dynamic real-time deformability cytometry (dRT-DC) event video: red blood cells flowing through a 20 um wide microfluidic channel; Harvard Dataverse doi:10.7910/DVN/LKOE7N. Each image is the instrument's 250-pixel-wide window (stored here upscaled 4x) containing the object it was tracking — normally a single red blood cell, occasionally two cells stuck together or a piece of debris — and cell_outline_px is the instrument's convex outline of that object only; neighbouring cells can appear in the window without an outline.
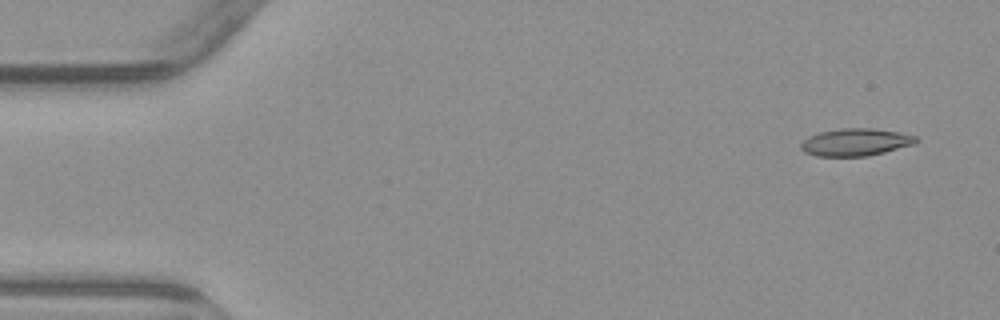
{"species": "common noctule bat (a hibernating species)", "species_latin": "Nyctalus noctula", "temperature_condition": "warm", "stored_images_in_passage": 6, "camera_frame_rate_fps": 3000, "um_per_image_px": 0.085, "animal": {"sex": "male", "body_mass_g": 23.1, "forearm_length_mm": 52.7}, "frame": {"image": 1, "passage_image": 1, "time_ms": 0.0, "image_size_px": [1000, 320], "cell_outline_px": [[920, 140], [916, 144], [868, 156], [816, 156], [804, 152], [800, 148], [800, 144], [808, 136], [820, 132], [840, 128], [876, 128], [900, 132], [916, 136]], "centroid_in_image_um": [72.75, 12.08], "position_along_channel_um": 12.2, "area_um2": 18.61}}
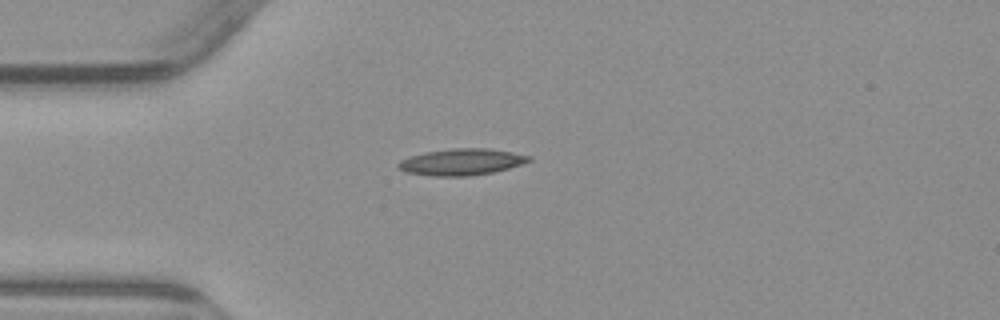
{"frame": {"image": 2, "passage_image": 4, "time_ms": 3.667, "image_size_px": [1000, 320], "cell_outline_px": [[532, 160], [508, 168], [492, 172], [468, 176], [432, 176], [404, 172], [396, 168], [396, 164], [400, 160], [424, 152], [452, 148], [488, 148], [512, 152], [532, 156]], "centroid_in_image_um": [39.19, 13.76], "position_along_channel_um": 45.8, "area_um2": 20.23}}
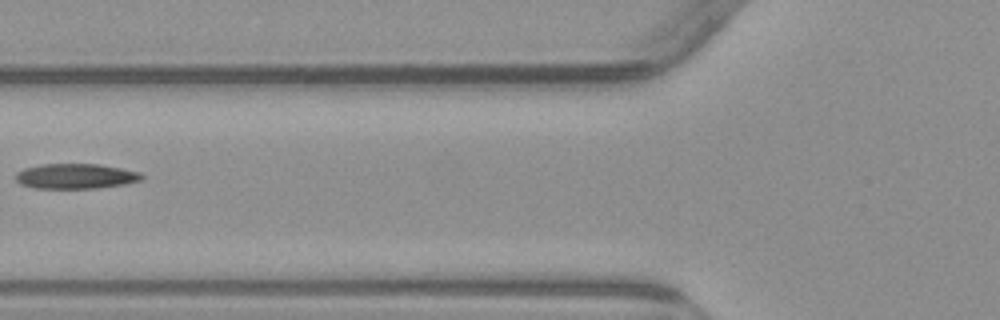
{"frame": {"image": 3, "passage_image": 6, "time_ms": 6.0, "image_size_px": [1000, 320], "cell_outline_px": [[144, 176], [140, 180], [124, 184], [96, 188], [36, 188], [20, 184], [16, 180], [16, 172], [24, 168], [40, 164], [100, 164], [140, 172]], "centroid_in_image_um": [6.41, 14.97], "position_along_channel_um": 119.4, "area_um2": 18.38}}